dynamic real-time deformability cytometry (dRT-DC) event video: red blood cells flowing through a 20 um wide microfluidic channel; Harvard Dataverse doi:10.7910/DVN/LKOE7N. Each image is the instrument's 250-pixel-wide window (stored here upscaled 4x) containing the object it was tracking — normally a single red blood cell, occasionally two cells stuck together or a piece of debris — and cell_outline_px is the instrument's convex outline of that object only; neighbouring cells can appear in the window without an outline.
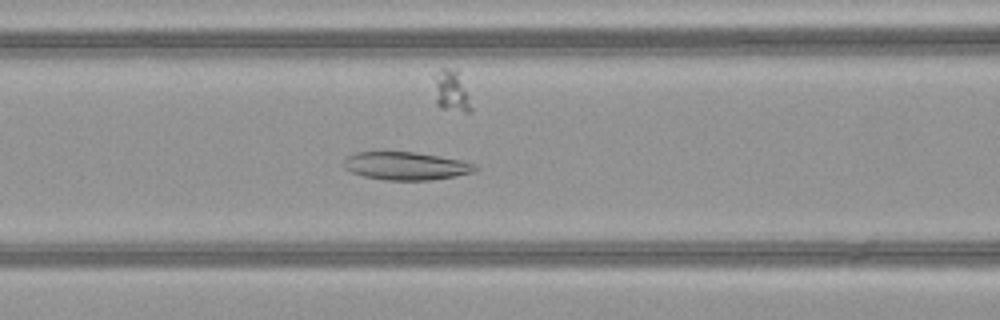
{"species": "common noctule bat (a hibernating species)", "species_latin": "Nyctalus noctula", "temperature_condition": "warm", "stored_images_in_passage": 37, "segment_of_instrument_passage": [1, 2], "camera_frame_rate_fps": 3000, "um_per_image_px": 0.085, "animal": {"sex": "female", "body_mass_g": 21.9}, "frame": {"image": 1, "passage_image": 7, "time_ms": 2.0, "image_size_px": [1000, 320], "cell_outline_px": [[480, 168], [472, 172], [456, 176], [428, 180], [384, 180], [364, 176], [352, 172], [344, 168], [344, 160], [348, 156], [356, 152], [416, 152], [464, 160], [476, 164]], "centroid_in_image_um": [34.55, 14.1], "position_along_channel_um": 132.1, "area_um2": 21.5}}
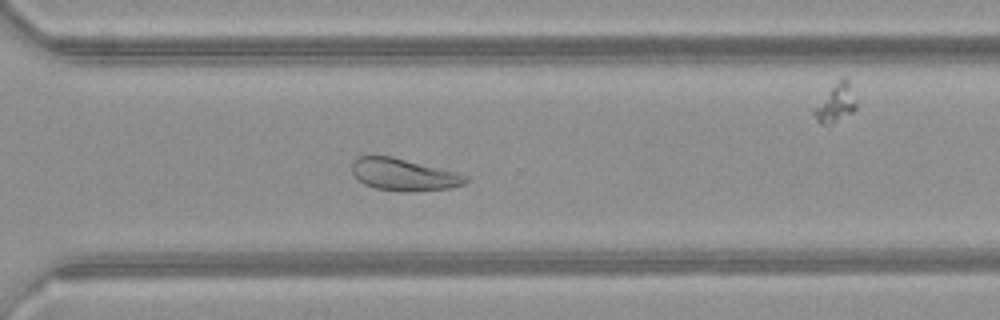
{"frame": {"image": 2, "passage_image": 22, "time_ms": 7.0, "image_size_px": [1000, 320], "cell_outline_px": [[468, 180], [464, 184], [448, 188], [404, 192], [376, 188], [364, 184], [352, 172], [352, 160], [356, 156], [392, 156], [460, 172], [468, 176]], "centroid_in_image_um": [34.34, 14.82], "position_along_channel_um": 336.3, "area_um2": 21.39}}
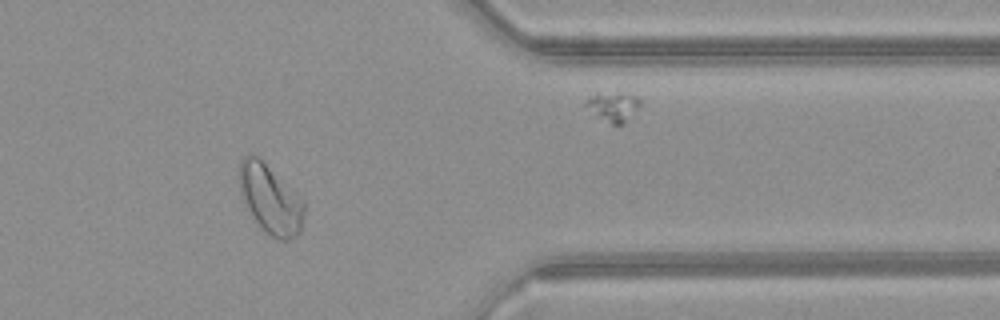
{"frame": {"image": 3, "passage_image": 27, "time_ms": 8.667, "image_size_px": [1000, 320], "cell_outline_px": [[304, 216], [300, 232], [296, 236], [288, 240], [280, 240], [264, 232], [252, 220], [240, 196], [240, 160], [244, 156], [252, 152], [304, 200]], "centroid_in_image_um": [22.95, 16.97], "position_along_channel_um": 388.4, "area_um2": 26.18}}